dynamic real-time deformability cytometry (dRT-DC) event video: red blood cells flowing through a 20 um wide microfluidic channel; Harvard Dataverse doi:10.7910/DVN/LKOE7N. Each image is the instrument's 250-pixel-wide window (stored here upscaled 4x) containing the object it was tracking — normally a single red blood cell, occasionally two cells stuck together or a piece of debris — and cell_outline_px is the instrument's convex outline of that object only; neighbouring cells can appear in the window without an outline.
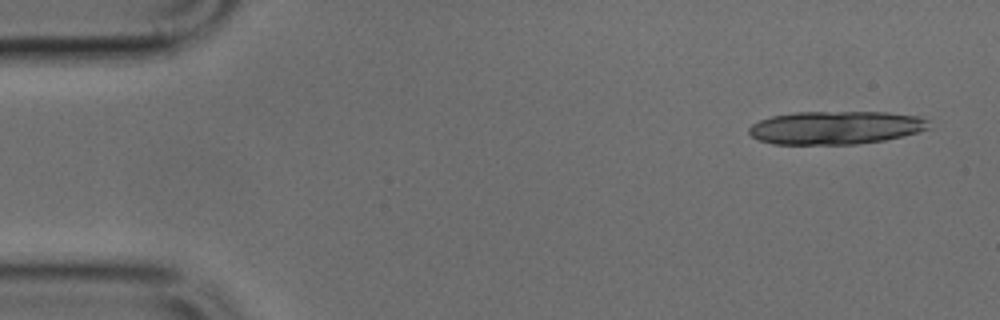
{"species": "common noctule bat (a hibernating species)", "species_latin": "Nyctalus noctula", "temperature_condition": "cold", "stored_images_in_passage": 5, "camera_frame_rate_fps": 3000, "um_per_image_px": 0.085, "animal": {"sex": "male", "body_mass_g": 17.9, "forearm_length_mm": 54.2}, "frame": {"image": 1, "passage_image": 1, "time_ms": 0.0, "image_size_px": [1000, 320], "cell_outline_px": [[928, 128], [916, 132], [884, 140], [856, 144], [772, 144], [760, 140], [752, 136], [748, 132], [748, 128], [752, 124], [760, 120], [772, 116], [796, 112], [884, 112], [916, 116], [928, 120]], "centroid_in_image_um": [70.97, 10.85], "position_along_channel_um": 14.0, "area_um2": 34.51}}